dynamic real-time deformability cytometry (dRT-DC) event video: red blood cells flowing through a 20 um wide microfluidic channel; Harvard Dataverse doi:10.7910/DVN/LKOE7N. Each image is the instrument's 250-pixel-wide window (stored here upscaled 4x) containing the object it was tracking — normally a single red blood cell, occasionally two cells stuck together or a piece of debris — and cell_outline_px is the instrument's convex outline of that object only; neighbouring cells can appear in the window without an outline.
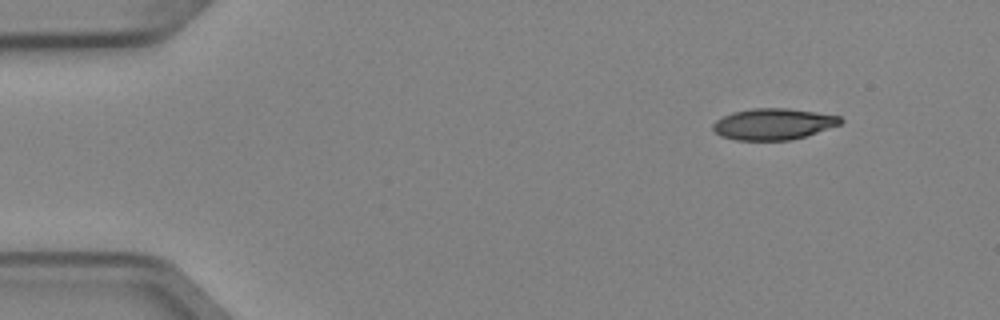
{"species": "Egyptian fruit bat (a non-hibernating species)", "species_latin": "Rousettus aegyptiacus", "temperature_condition": "cold", "stored_images_in_passage": 6, "segment_of_instrument_passage": [2, 2], "camera_frame_rate_fps": 3000, "um_per_image_px": 0.085, "animal": {"sex": "female"}, "frame": {"image": 1, "passage_image": 6, "time_ms": 1.667, "image_size_px": [1000, 320], "cell_outline_px": [[844, 120], [840, 124], [792, 140], [736, 140], [720, 136], [712, 128], [712, 124], [716, 120], [732, 112], [752, 108], [788, 108], [816, 112], [840, 116]], "centroid_in_image_um": [65.71, 10.54], "position_along_channel_um": 19.3, "area_um2": 23.18}}